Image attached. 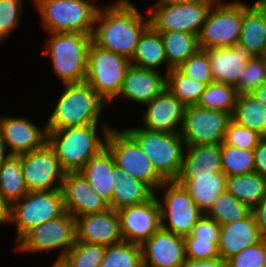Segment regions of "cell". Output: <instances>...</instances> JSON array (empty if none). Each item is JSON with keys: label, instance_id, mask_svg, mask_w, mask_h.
Segmentation results:
<instances>
[{"label": "cell", "instance_id": "cell-4", "mask_svg": "<svg viewBox=\"0 0 266 267\" xmlns=\"http://www.w3.org/2000/svg\"><path fill=\"white\" fill-rule=\"evenodd\" d=\"M44 54L60 84L85 82L88 72V51L92 34L79 32L48 33Z\"/></svg>", "mask_w": 266, "mask_h": 267}, {"label": "cell", "instance_id": "cell-19", "mask_svg": "<svg viewBox=\"0 0 266 267\" xmlns=\"http://www.w3.org/2000/svg\"><path fill=\"white\" fill-rule=\"evenodd\" d=\"M141 248L143 267H181L186 259L184 237L162 227Z\"/></svg>", "mask_w": 266, "mask_h": 267}, {"label": "cell", "instance_id": "cell-54", "mask_svg": "<svg viewBox=\"0 0 266 267\" xmlns=\"http://www.w3.org/2000/svg\"><path fill=\"white\" fill-rule=\"evenodd\" d=\"M193 0H156L153 5L183 4Z\"/></svg>", "mask_w": 266, "mask_h": 267}, {"label": "cell", "instance_id": "cell-33", "mask_svg": "<svg viewBox=\"0 0 266 267\" xmlns=\"http://www.w3.org/2000/svg\"><path fill=\"white\" fill-rule=\"evenodd\" d=\"M160 32L168 66L178 68L198 49V36L183 31Z\"/></svg>", "mask_w": 266, "mask_h": 267}, {"label": "cell", "instance_id": "cell-5", "mask_svg": "<svg viewBox=\"0 0 266 267\" xmlns=\"http://www.w3.org/2000/svg\"><path fill=\"white\" fill-rule=\"evenodd\" d=\"M99 0H33L46 33L92 34Z\"/></svg>", "mask_w": 266, "mask_h": 267}, {"label": "cell", "instance_id": "cell-9", "mask_svg": "<svg viewBox=\"0 0 266 267\" xmlns=\"http://www.w3.org/2000/svg\"><path fill=\"white\" fill-rule=\"evenodd\" d=\"M242 22L243 0H216L198 35L199 48H228L238 43Z\"/></svg>", "mask_w": 266, "mask_h": 267}, {"label": "cell", "instance_id": "cell-2", "mask_svg": "<svg viewBox=\"0 0 266 267\" xmlns=\"http://www.w3.org/2000/svg\"><path fill=\"white\" fill-rule=\"evenodd\" d=\"M62 86L59 99L48 115L49 118H46L47 130L88 124H109L101 120L105 107L109 105L89 84L82 82L62 84Z\"/></svg>", "mask_w": 266, "mask_h": 267}, {"label": "cell", "instance_id": "cell-6", "mask_svg": "<svg viewBox=\"0 0 266 267\" xmlns=\"http://www.w3.org/2000/svg\"><path fill=\"white\" fill-rule=\"evenodd\" d=\"M165 180H176L182 167L185 142L180 133L151 131L141 125L124 127Z\"/></svg>", "mask_w": 266, "mask_h": 267}, {"label": "cell", "instance_id": "cell-31", "mask_svg": "<svg viewBox=\"0 0 266 267\" xmlns=\"http://www.w3.org/2000/svg\"><path fill=\"white\" fill-rule=\"evenodd\" d=\"M226 191L251 209L266 195V178L257 172L227 177Z\"/></svg>", "mask_w": 266, "mask_h": 267}, {"label": "cell", "instance_id": "cell-49", "mask_svg": "<svg viewBox=\"0 0 266 267\" xmlns=\"http://www.w3.org/2000/svg\"><path fill=\"white\" fill-rule=\"evenodd\" d=\"M252 214L260 232L266 234V195L262 201L252 208Z\"/></svg>", "mask_w": 266, "mask_h": 267}, {"label": "cell", "instance_id": "cell-36", "mask_svg": "<svg viewBox=\"0 0 266 267\" xmlns=\"http://www.w3.org/2000/svg\"><path fill=\"white\" fill-rule=\"evenodd\" d=\"M206 85L185 76L177 68L166 74V88L184 105H197Z\"/></svg>", "mask_w": 266, "mask_h": 267}, {"label": "cell", "instance_id": "cell-18", "mask_svg": "<svg viewBox=\"0 0 266 267\" xmlns=\"http://www.w3.org/2000/svg\"><path fill=\"white\" fill-rule=\"evenodd\" d=\"M65 211L75 218L109 209V204L95 192L81 172H66L62 184Z\"/></svg>", "mask_w": 266, "mask_h": 267}, {"label": "cell", "instance_id": "cell-16", "mask_svg": "<svg viewBox=\"0 0 266 267\" xmlns=\"http://www.w3.org/2000/svg\"><path fill=\"white\" fill-rule=\"evenodd\" d=\"M123 241L142 245L160 227V205L155 194L140 204L118 211Z\"/></svg>", "mask_w": 266, "mask_h": 267}, {"label": "cell", "instance_id": "cell-15", "mask_svg": "<svg viewBox=\"0 0 266 267\" xmlns=\"http://www.w3.org/2000/svg\"><path fill=\"white\" fill-rule=\"evenodd\" d=\"M28 192L61 190L65 171L55 150L47 142L43 147L18 155Z\"/></svg>", "mask_w": 266, "mask_h": 267}, {"label": "cell", "instance_id": "cell-29", "mask_svg": "<svg viewBox=\"0 0 266 267\" xmlns=\"http://www.w3.org/2000/svg\"><path fill=\"white\" fill-rule=\"evenodd\" d=\"M134 66L161 71L164 73L171 69L165 55V49L160 32H157L151 25L139 38L135 53L130 60ZM165 64V66H164ZM161 68V70H160Z\"/></svg>", "mask_w": 266, "mask_h": 267}, {"label": "cell", "instance_id": "cell-43", "mask_svg": "<svg viewBox=\"0 0 266 267\" xmlns=\"http://www.w3.org/2000/svg\"><path fill=\"white\" fill-rule=\"evenodd\" d=\"M185 76L205 85L213 82L209 57L204 49H198L178 68Z\"/></svg>", "mask_w": 266, "mask_h": 267}, {"label": "cell", "instance_id": "cell-25", "mask_svg": "<svg viewBox=\"0 0 266 267\" xmlns=\"http://www.w3.org/2000/svg\"><path fill=\"white\" fill-rule=\"evenodd\" d=\"M115 160L107 147L90 158L79 171L87 179L91 188L108 204L113 197Z\"/></svg>", "mask_w": 266, "mask_h": 267}, {"label": "cell", "instance_id": "cell-11", "mask_svg": "<svg viewBox=\"0 0 266 267\" xmlns=\"http://www.w3.org/2000/svg\"><path fill=\"white\" fill-rule=\"evenodd\" d=\"M155 196L160 205L161 227L183 237L189 235L203 213L183 185L176 180L165 181Z\"/></svg>", "mask_w": 266, "mask_h": 267}, {"label": "cell", "instance_id": "cell-56", "mask_svg": "<svg viewBox=\"0 0 266 267\" xmlns=\"http://www.w3.org/2000/svg\"><path fill=\"white\" fill-rule=\"evenodd\" d=\"M51 267H71L65 258H56Z\"/></svg>", "mask_w": 266, "mask_h": 267}, {"label": "cell", "instance_id": "cell-1", "mask_svg": "<svg viewBox=\"0 0 266 267\" xmlns=\"http://www.w3.org/2000/svg\"><path fill=\"white\" fill-rule=\"evenodd\" d=\"M131 0H116L99 7L92 32L97 46L132 59L139 38L150 26V17ZM148 15V16H147Z\"/></svg>", "mask_w": 266, "mask_h": 267}, {"label": "cell", "instance_id": "cell-7", "mask_svg": "<svg viewBox=\"0 0 266 267\" xmlns=\"http://www.w3.org/2000/svg\"><path fill=\"white\" fill-rule=\"evenodd\" d=\"M65 212L62 190L33 191L9 207V224L15 228L14 244L30 229Z\"/></svg>", "mask_w": 266, "mask_h": 267}, {"label": "cell", "instance_id": "cell-42", "mask_svg": "<svg viewBox=\"0 0 266 267\" xmlns=\"http://www.w3.org/2000/svg\"><path fill=\"white\" fill-rule=\"evenodd\" d=\"M266 81V56L249 59L237 82L238 94H250Z\"/></svg>", "mask_w": 266, "mask_h": 267}, {"label": "cell", "instance_id": "cell-30", "mask_svg": "<svg viewBox=\"0 0 266 267\" xmlns=\"http://www.w3.org/2000/svg\"><path fill=\"white\" fill-rule=\"evenodd\" d=\"M238 43L254 56H266V23L261 11L243 1V22Z\"/></svg>", "mask_w": 266, "mask_h": 267}, {"label": "cell", "instance_id": "cell-38", "mask_svg": "<svg viewBox=\"0 0 266 267\" xmlns=\"http://www.w3.org/2000/svg\"><path fill=\"white\" fill-rule=\"evenodd\" d=\"M100 267H143L141 245L128 241L107 245Z\"/></svg>", "mask_w": 266, "mask_h": 267}, {"label": "cell", "instance_id": "cell-13", "mask_svg": "<svg viewBox=\"0 0 266 267\" xmlns=\"http://www.w3.org/2000/svg\"><path fill=\"white\" fill-rule=\"evenodd\" d=\"M216 0H193L183 4L153 5L148 10L156 31H183L199 35Z\"/></svg>", "mask_w": 266, "mask_h": 267}, {"label": "cell", "instance_id": "cell-12", "mask_svg": "<svg viewBox=\"0 0 266 267\" xmlns=\"http://www.w3.org/2000/svg\"><path fill=\"white\" fill-rule=\"evenodd\" d=\"M114 127L108 132L106 147L113 155L116 166L156 192L165 180L157 173L136 140L124 128Z\"/></svg>", "mask_w": 266, "mask_h": 267}, {"label": "cell", "instance_id": "cell-45", "mask_svg": "<svg viewBox=\"0 0 266 267\" xmlns=\"http://www.w3.org/2000/svg\"><path fill=\"white\" fill-rule=\"evenodd\" d=\"M226 267H266V241L263 239L229 258Z\"/></svg>", "mask_w": 266, "mask_h": 267}, {"label": "cell", "instance_id": "cell-8", "mask_svg": "<svg viewBox=\"0 0 266 267\" xmlns=\"http://www.w3.org/2000/svg\"><path fill=\"white\" fill-rule=\"evenodd\" d=\"M76 242V220L68 212H64L56 219L35 226L26 232L13 247V252L48 253L58 251L57 258H64L66 253Z\"/></svg>", "mask_w": 266, "mask_h": 267}, {"label": "cell", "instance_id": "cell-37", "mask_svg": "<svg viewBox=\"0 0 266 267\" xmlns=\"http://www.w3.org/2000/svg\"><path fill=\"white\" fill-rule=\"evenodd\" d=\"M252 209L240 202L227 191L221 193L213 202L207 217L216 220L220 225L235 222L247 217Z\"/></svg>", "mask_w": 266, "mask_h": 267}, {"label": "cell", "instance_id": "cell-24", "mask_svg": "<svg viewBox=\"0 0 266 267\" xmlns=\"http://www.w3.org/2000/svg\"><path fill=\"white\" fill-rule=\"evenodd\" d=\"M252 212L241 220L221 225L219 236V255L227 261L246 247L263 240Z\"/></svg>", "mask_w": 266, "mask_h": 267}, {"label": "cell", "instance_id": "cell-10", "mask_svg": "<svg viewBox=\"0 0 266 267\" xmlns=\"http://www.w3.org/2000/svg\"><path fill=\"white\" fill-rule=\"evenodd\" d=\"M130 60L92 42L88 51L85 82L108 104L117 101Z\"/></svg>", "mask_w": 266, "mask_h": 267}, {"label": "cell", "instance_id": "cell-53", "mask_svg": "<svg viewBox=\"0 0 266 267\" xmlns=\"http://www.w3.org/2000/svg\"><path fill=\"white\" fill-rule=\"evenodd\" d=\"M11 156L10 152L8 151L7 145L5 144V140L3 138L2 130L0 127V164L4 162Z\"/></svg>", "mask_w": 266, "mask_h": 267}, {"label": "cell", "instance_id": "cell-52", "mask_svg": "<svg viewBox=\"0 0 266 267\" xmlns=\"http://www.w3.org/2000/svg\"><path fill=\"white\" fill-rule=\"evenodd\" d=\"M9 225V206L2 200L0 196V225Z\"/></svg>", "mask_w": 266, "mask_h": 267}, {"label": "cell", "instance_id": "cell-3", "mask_svg": "<svg viewBox=\"0 0 266 267\" xmlns=\"http://www.w3.org/2000/svg\"><path fill=\"white\" fill-rule=\"evenodd\" d=\"M111 127L109 124H88L47 130V142L55 150L63 170L77 172L106 147V138Z\"/></svg>", "mask_w": 266, "mask_h": 267}, {"label": "cell", "instance_id": "cell-40", "mask_svg": "<svg viewBox=\"0 0 266 267\" xmlns=\"http://www.w3.org/2000/svg\"><path fill=\"white\" fill-rule=\"evenodd\" d=\"M106 246L76 241L64 258L71 267H100Z\"/></svg>", "mask_w": 266, "mask_h": 267}, {"label": "cell", "instance_id": "cell-17", "mask_svg": "<svg viewBox=\"0 0 266 267\" xmlns=\"http://www.w3.org/2000/svg\"><path fill=\"white\" fill-rule=\"evenodd\" d=\"M0 127L11 155H21L43 147L48 141L45 124L37 126L25 116H0Z\"/></svg>", "mask_w": 266, "mask_h": 267}, {"label": "cell", "instance_id": "cell-21", "mask_svg": "<svg viewBox=\"0 0 266 267\" xmlns=\"http://www.w3.org/2000/svg\"><path fill=\"white\" fill-rule=\"evenodd\" d=\"M75 220L76 241L105 246L123 241L118 211L109 208L103 212L77 217Z\"/></svg>", "mask_w": 266, "mask_h": 267}, {"label": "cell", "instance_id": "cell-34", "mask_svg": "<svg viewBox=\"0 0 266 267\" xmlns=\"http://www.w3.org/2000/svg\"><path fill=\"white\" fill-rule=\"evenodd\" d=\"M232 120L266 137V108L251 94H238Z\"/></svg>", "mask_w": 266, "mask_h": 267}, {"label": "cell", "instance_id": "cell-48", "mask_svg": "<svg viewBox=\"0 0 266 267\" xmlns=\"http://www.w3.org/2000/svg\"><path fill=\"white\" fill-rule=\"evenodd\" d=\"M255 172L266 178V137H262L254 149Z\"/></svg>", "mask_w": 266, "mask_h": 267}, {"label": "cell", "instance_id": "cell-20", "mask_svg": "<svg viewBox=\"0 0 266 267\" xmlns=\"http://www.w3.org/2000/svg\"><path fill=\"white\" fill-rule=\"evenodd\" d=\"M141 125L151 131L179 133L185 106L166 88L143 106Z\"/></svg>", "mask_w": 266, "mask_h": 267}, {"label": "cell", "instance_id": "cell-26", "mask_svg": "<svg viewBox=\"0 0 266 267\" xmlns=\"http://www.w3.org/2000/svg\"><path fill=\"white\" fill-rule=\"evenodd\" d=\"M185 146L179 176H211L222 172L221 144Z\"/></svg>", "mask_w": 266, "mask_h": 267}, {"label": "cell", "instance_id": "cell-35", "mask_svg": "<svg viewBox=\"0 0 266 267\" xmlns=\"http://www.w3.org/2000/svg\"><path fill=\"white\" fill-rule=\"evenodd\" d=\"M238 93L234 86L211 82L206 85L197 105L218 112L233 114Z\"/></svg>", "mask_w": 266, "mask_h": 267}, {"label": "cell", "instance_id": "cell-44", "mask_svg": "<svg viewBox=\"0 0 266 267\" xmlns=\"http://www.w3.org/2000/svg\"><path fill=\"white\" fill-rule=\"evenodd\" d=\"M261 138L262 136L257 132L231 120L226 129L223 143L229 146L254 150Z\"/></svg>", "mask_w": 266, "mask_h": 267}, {"label": "cell", "instance_id": "cell-41", "mask_svg": "<svg viewBox=\"0 0 266 267\" xmlns=\"http://www.w3.org/2000/svg\"><path fill=\"white\" fill-rule=\"evenodd\" d=\"M25 0H0V45L20 27ZM21 19V20H20Z\"/></svg>", "mask_w": 266, "mask_h": 267}, {"label": "cell", "instance_id": "cell-50", "mask_svg": "<svg viewBox=\"0 0 266 267\" xmlns=\"http://www.w3.org/2000/svg\"><path fill=\"white\" fill-rule=\"evenodd\" d=\"M181 267H226V261L221 257L202 260L186 258Z\"/></svg>", "mask_w": 266, "mask_h": 267}, {"label": "cell", "instance_id": "cell-27", "mask_svg": "<svg viewBox=\"0 0 266 267\" xmlns=\"http://www.w3.org/2000/svg\"><path fill=\"white\" fill-rule=\"evenodd\" d=\"M176 181L187 190L197 208L206 214L214 200L226 191L227 176L218 172L211 176H178Z\"/></svg>", "mask_w": 266, "mask_h": 267}, {"label": "cell", "instance_id": "cell-32", "mask_svg": "<svg viewBox=\"0 0 266 267\" xmlns=\"http://www.w3.org/2000/svg\"><path fill=\"white\" fill-rule=\"evenodd\" d=\"M27 193L28 190L22 173L21 158L11 155L0 164V196L10 207Z\"/></svg>", "mask_w": 266, "mask_h": 267}, {"label": "cell", "instance_id": "cell-39", "mask_svg": "<svg viewBox=\"0 0 266 267\" xmlns=\"http://www.w3.org/2000/svg\"><path fill=\"white\" fill-rule=\"evenodd\" d=\"M222 172L227 177L255 172L254 150L221 144Z\"/></svg>", "mask_w": 266, "mask_h": 267}, {"label": "cell", "instance_id": "cell-55", "mask_svg": "<svg viewBox=\"0 0 266 267\" xmlns=\"http://www.w3.org/2000/svg\"><path fill=\"white\" fill-rule=\"evenodd\" d=\"M254 5L261 11L266 23V0H255Z\"/></svg>", "mask_w": 266, "mask_h": 267}, {"label": "cell", "instance_id": "cell-46", "mask_svg": "<svg viewBox=\"0 0 266 267\" xmlns=\"http://www.w3.org/2000/svg\"><path fill=\"white\" fill-rule=\"evenodd\" d=\"M185 257L192 260L220 257L218 243L199 239H184Z\"/></svg>", "mask_w": 266, "mask_h": 267}, {"label": "cell", "instance_id": "cell-47", "mask_svg": "<svg viewBox=\"0 0 266 267\" xmlns=\"http://www.w3.org/2000/svg\"><path fill=\"white\" fill-rule=\"evenodd\" d=\"M221 225L214 219L203 214L184 239H199L219 243Z\"/></svg>", "mask_w": 266, "mask_h": 267}, {"label": "cell", "instance_id": "cell-22", "mask_svg": "<svg viewBox=\"0 0 266 267\" xmlns=\"http://www.w3.org/2000/svg\"><path fill=\"white\" fill-rule=\"evenodd\" d=\"M166 89V73L130 65L116 99L145 105Z\"/></svg>", "mask_w": 266, "mask_h": 267}, {"label": "cell", "instance_id": "cell-23", "mask_svg": "<svg viewBox=\"0 0 266 267\" xmlns=\"http://www.w3.org/2000/svg\"><path fill=\"white\" fill-rule=\"evenodd\" d=\"M204 50L210 60L213 81L234 86L237 90L238 79L245 70L248 60L254 57L253 53L239 43L228 48Z\"/></svg>", "mask_w": 266, "mask_h": 267}, {"label": "cell", "instance_id": "cell-28", "mask_svg": "<svg viewBox=\"0 0 266 267\" xmlns=\"http://www.w3.org/2000/svg\"><path fill=\"white\" fill-rule=\"evenodd\" d=\"M115 187L109 208L119 211L122 208L148 201L155 192L144 182L136 180L124 170L115 166Z\"/></svg>", "mask_w": 266, "mask_h": 267}, {"label": "cell", "instance_id": "cell-14", "mask_svg": "<svg viewBox=\"0 0 266 267\" xmlns=\"http://www.w3.org/2000/svg\"><path fill=\"white\" fill-rule=\"evenodd\" d=\"M232 115L199 107L185 106L180 136L185 145L222 144Z\"/></svg>", "mask_w": 266, "mask_h": 267}, {"label": "cell", "instance_id": "cell-51", "mask_svg": "<svg viewBox=\"0 0 266 267\" xmlns=\"http://www.w3.org/2000/svg\"><path fill=\"white\" fill-rule=\"evenodd\" d=\"M250 94L266 108V81Z\"/></svg>", "mask_w": 266, "mask_h": 267}]
</instances>
